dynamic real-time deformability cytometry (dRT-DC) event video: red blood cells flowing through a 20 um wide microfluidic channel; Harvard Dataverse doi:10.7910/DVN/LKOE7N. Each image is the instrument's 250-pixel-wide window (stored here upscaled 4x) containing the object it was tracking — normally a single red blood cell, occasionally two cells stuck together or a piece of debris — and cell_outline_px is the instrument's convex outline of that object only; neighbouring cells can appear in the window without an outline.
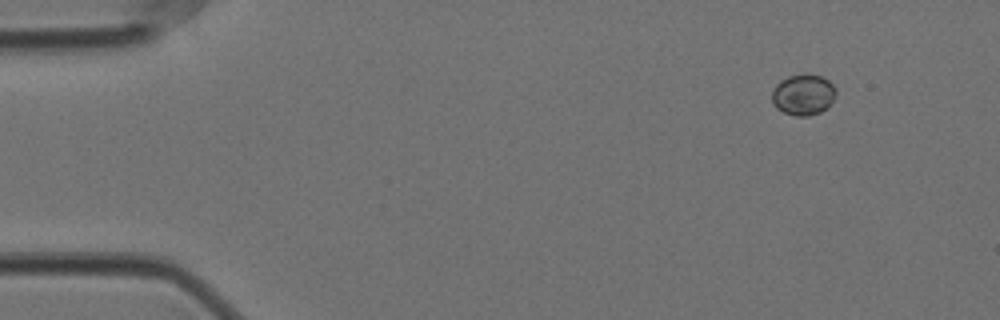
{"species": "Egyptian fruit bat (a non-hibernating species)", "species_latin": "Rousettus aegyptiacus", "temperature_condition": "cold", "stored_images_in_passage": 53, "camera_frame_rate_fps": 3000, "um_per_image_px": 0.085, "animal": {"sex": "female"}, "frame": {"image": 1, "passage_image": 1, "time_ms": 0.0, "image_size_px": [1000, 320], "cell_outline_px": [[836, 92], [828, 108], [820, 112], [808, 116], [796, 116], [784, 112], [776, 108], [772, 104], [772, 92], [776, 84], [780, 80], [788, 76], [820, 76], [828, 80], [836, 88]], "centroid_in_image_um": [68.26, 8.08], "position_along_channel_um": 16.7, "area_um2": 15.03}}
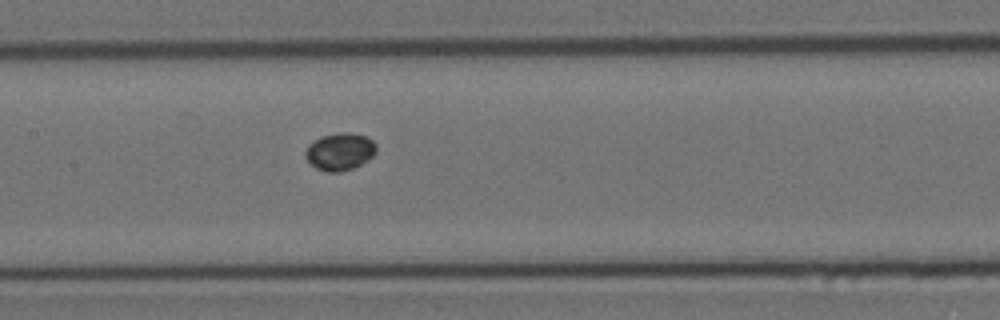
{"frame": {"image": 2, "passage_image": 23, "time_ms": 7.333, "image_size_px": [1000, 320], "cell_outline_px": [[376, 152], [372, 156], [360, 164], [352, 168], [340, 172], [328, 172], [316, 168], [304, 156], [304, 152], [308, 144], [320, 136], [340, 132], [348, 132], [364, 136], [372, 140], [376, 144]], "centroid_in_image_um": [28.86, 12.87], "position_along_channel_um": 178.5, "area_um2": 15.37}}
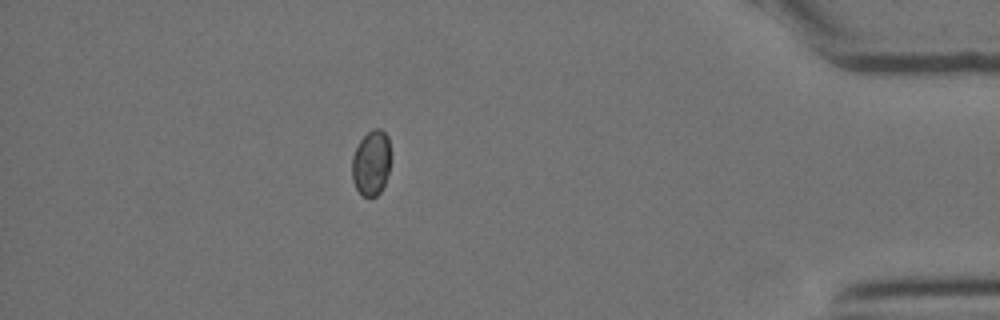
{"frame": {"image": 3, "passage_image": 46, "time_ms": 15.0, "image_size_px": [1000, 320], "cell_outline_px": [[388, 172], [384, 184], [380, 192], [376, 196], [368, 200], [356, 188], [352, 180], [352, 156], [360, 140], [372, 128], [380, 128], [388, 136]], "centroid_in_image_um": [31.52, 13.87], "position_along_channel_um": 403.7, "area_um2": 14.57}}